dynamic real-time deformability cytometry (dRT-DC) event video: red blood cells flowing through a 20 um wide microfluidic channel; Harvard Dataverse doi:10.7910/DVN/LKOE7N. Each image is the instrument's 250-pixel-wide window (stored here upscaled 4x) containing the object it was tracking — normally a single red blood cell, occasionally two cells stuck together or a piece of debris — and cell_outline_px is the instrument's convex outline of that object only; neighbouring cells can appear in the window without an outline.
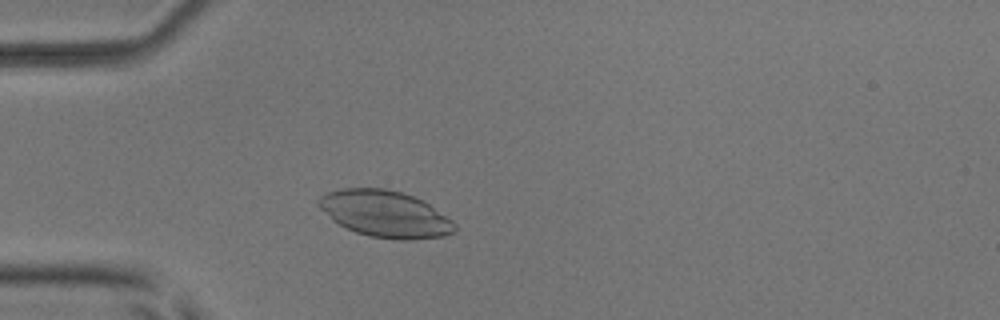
{"species": "common noctule bat (a hibernating species)", "species_latin": "Nyctalus noctula", "temperature_condition": "room temperature", "stored_images_in_passage": 37, "camera_frame_rate_fps": 3000, "um_per_image_px": 0.085, "animal": {"sex": "male", "body_mass_g": 17.9, "forearm_length_mm": 54.2}, "frame": {"image": 1, "passage_image": 10, "time_ms": 3.0, "image_size_px": [1000, 320], "cell_outline_px": [[456, 228], [452, 232], [444, 236], [412, 240], [396, 240], [368, 236], [356, 232], [332, 220], [316, 204], [316, 200], [324, 192], [344, 188], [384, 188], [400, 192], [412, 196], [428, 204], [452, 220], [456, 224]], "centroid_in_image_um": [32.7, 18.18], "position_along_channel_um": 52.3, "area_um2": 36.88}}
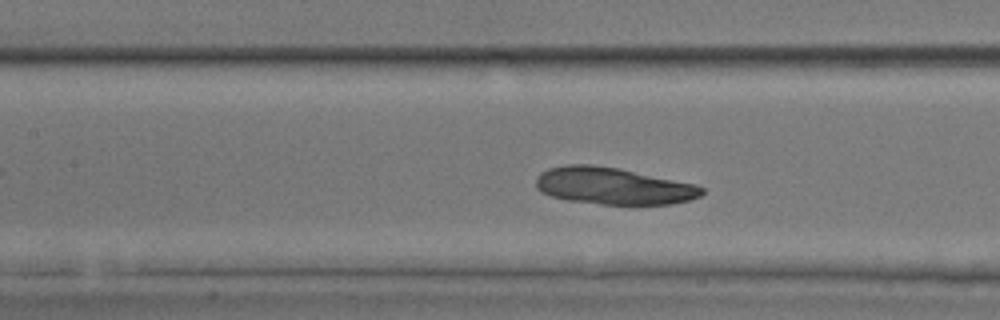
{"frame": {"image": 2, "passage_image": 19, "time_ms": 6.0, "image_size_px": [1000, 320], "cell_outline_px": [[704, 192], [700, 196], [688, 200], [672, 204], [600, 204], [568, 200], [552, 196], [540, 192], [536, 188], [536, 176], [540, 172], [548, 168], [568, 164], [592, 164], [620, 168], [696, 184], [704, 188]], "centroid_in_image_um": [52.1, 15.79], "position_along_channel_um": 155.3, "area_um2": 35.89}}
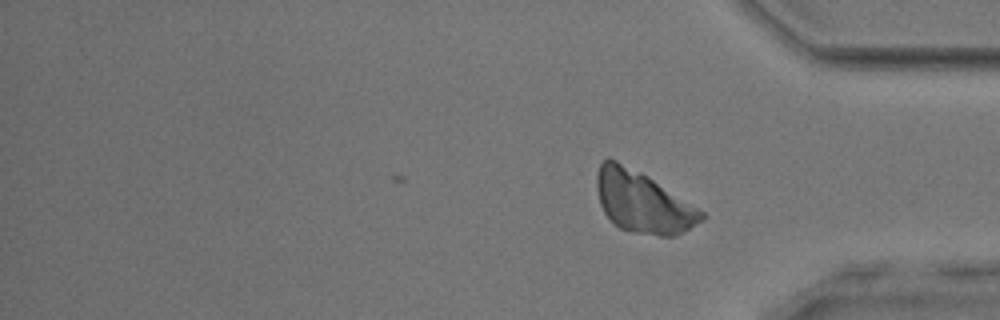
{"frame": {"image": 3, "passage_image": 37, "time_ms": 12.0, "image_size_px": [1000, 320], "cell_outline_px": [[704, 220], [672, 236], [660, 236], [636, 232], [620, 228], [604, 212], [600, 204], [596, 188], [596, 176], [600, 164], [608, 156], [648, 176], [704, 212]], "centroid_in_image_um": [54.6, 17.15], "position_along_channel_um": 380.6, "area_um2": 36.82}}